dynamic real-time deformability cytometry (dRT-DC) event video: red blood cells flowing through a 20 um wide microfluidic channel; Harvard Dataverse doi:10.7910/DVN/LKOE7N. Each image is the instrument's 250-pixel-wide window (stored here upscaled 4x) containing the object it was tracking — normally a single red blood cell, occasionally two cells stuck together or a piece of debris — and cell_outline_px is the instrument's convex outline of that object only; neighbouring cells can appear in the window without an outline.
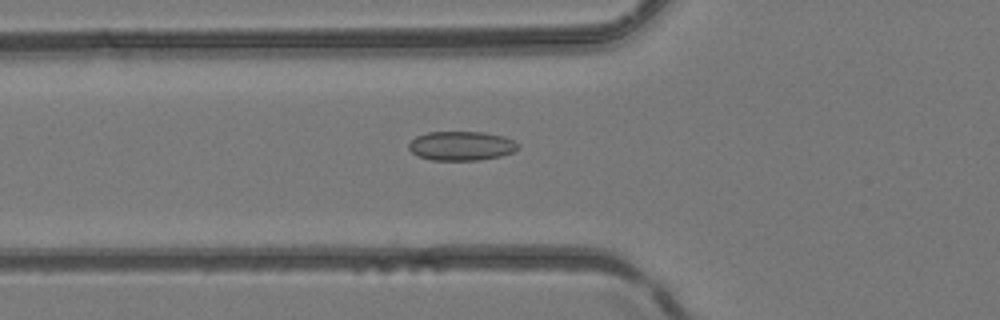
{"species": "common noctule bat (a hibernating species)", "species_latin": "Nyctalus noctula", "temperature_condition": "room temperature", "stored_images_in_passage": 47, "camera_frame_rate_fps": 3000, "um_per_image_px": 0.085, "animal": {"sex": "female", "body_mass_g": 24.6, "forearm_length_mm": 56.2}, "frame": {"image": 1, "passage_image": 16, "time_ms": 5.0, "image_size_px": [1000, 320], "cell_outline_px": [[520, 148], [512, 152], [500, 156], [480, 160], [432, 160], [416, 156], [408, 148], [408, 144], [416, 136], [428, 132], [484, 132], [504, 136], [520, 144]], "centroid_in_image_um": [39.21, 12.4], "position_along_channel_um": 86.6, "area_um2": 18.73}}
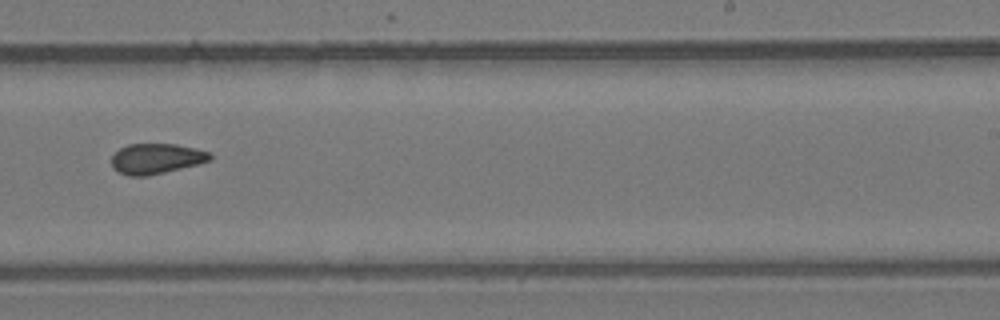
{"frame": {"image": 2, "passage_image": 29, "time_ms": 9.333, "image_size_px": [1000, 320], "cell_outline_px": [[212, 160], [200, 164], [148, 176], [128, 176], [112, 168], [112, 156], [120, 148], [128, 144], [176, 144], [196, 148], [212, 152]], "centroid_in_image_um": [13.33, 13.49], "position_along_channel_um": 275.7, "area_um2": 17.63}}
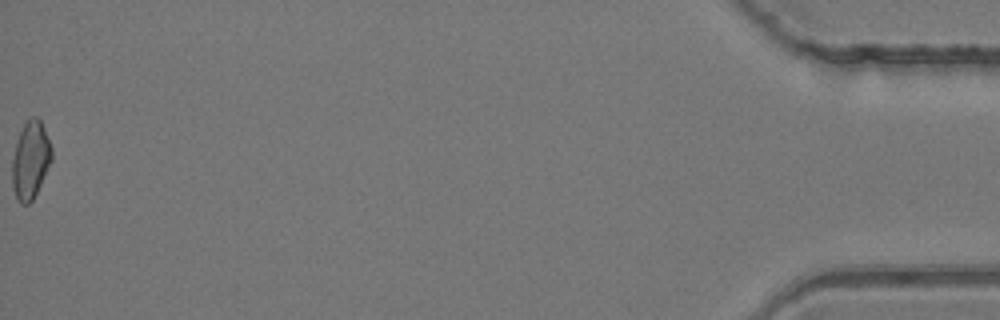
{"frame": {"image": 3, "passage_image": 47, "time_ms": 15.333, "image_size_px": [1000, 320], "cell_outline_px": [[52, 160], [32, 200], [28, 204], [20, 204], [12, 188], [12, 160], [16, 140], [24, 124], [32, 116], [36, 116], [40, 120], [44, 128], [52, 148]], "centroid_in_image_um": [2.58, 13.6], "position_along_channel_um": 432.6, "area_um2": 17.74}}